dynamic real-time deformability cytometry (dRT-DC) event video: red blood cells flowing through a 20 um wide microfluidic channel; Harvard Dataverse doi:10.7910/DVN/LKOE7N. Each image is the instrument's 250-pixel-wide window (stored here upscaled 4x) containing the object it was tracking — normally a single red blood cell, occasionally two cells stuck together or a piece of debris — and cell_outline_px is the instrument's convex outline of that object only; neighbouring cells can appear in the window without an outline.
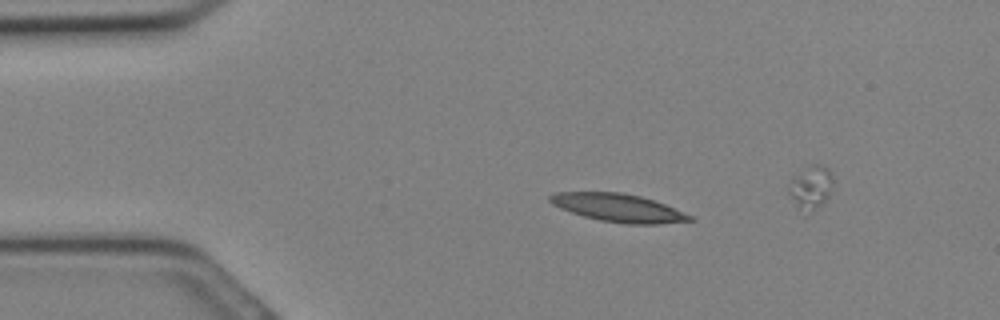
{"species": "Egyptian fruit bat (a non-hibernating species)", "species_latin": "Rousettus aegyptiacus", "temperature_condition": "cold", "stored_images_in_passage": 7, "camera_frame_rate_fps": 3000, "um_per_image_px": 0.085, "animal": {"sex": "female"}, "frame": {"image": 1, "passage_image": 3, "time_ms": 0.667, "image_size_px": [1000, 320], "cell_outline_px": [[696, 220], [656, 224], [624, 224], [600, 220], [584, 216], [560, 208], [552, 204], [548, 200], [548, 196], [556, 192], [620, 192], [640, 196], [664, 204], [692, 216]], "centroid_in_image_um": [52.53, 17.66], "position_along_channel_um": 32.5, "area_um2": 22.66}}